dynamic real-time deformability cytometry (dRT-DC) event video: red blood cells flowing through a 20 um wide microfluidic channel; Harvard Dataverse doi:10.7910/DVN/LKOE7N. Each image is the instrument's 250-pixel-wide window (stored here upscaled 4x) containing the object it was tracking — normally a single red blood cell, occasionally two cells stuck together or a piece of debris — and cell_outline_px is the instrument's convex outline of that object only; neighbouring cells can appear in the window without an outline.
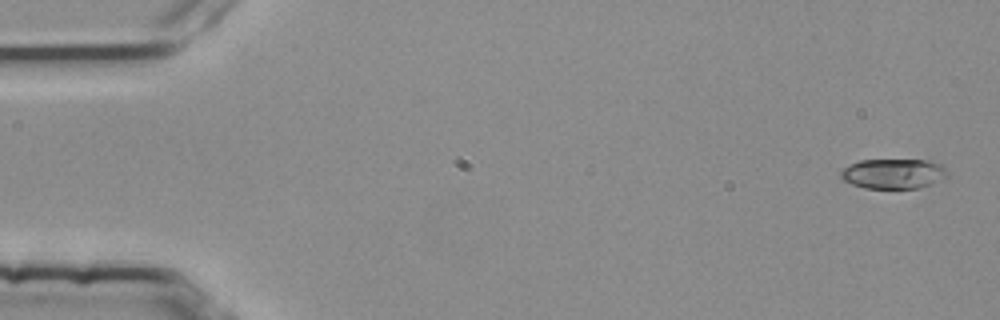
{"species": "common noctule bat (a hibernating species)", "species_latin": "Nyctalus noctula", "temperature_condition": "room temperature", "stored_images_in_passage": 8, "camera_frame_rate_fps": 3000, "um_per_image_px": 0.085, "animal": {"sex": "female", "body_mass_g": 25.1}, "frame": {"image": 1, "passage_image": 1, "time_ms": 0.0, "image_size_px": [1000, 320], "cell_outline_px": [[948, 172], [944, 176], [932, 184], [920, 188], [864, 188], [840, 180], [840, 172], [848, 164], [860, 160], [928, 160], [940, 164]], "centroid_in_image_um": [75.87, 14.76], "position_along_channel_um": 9.1, "area_um2": 18.61}}